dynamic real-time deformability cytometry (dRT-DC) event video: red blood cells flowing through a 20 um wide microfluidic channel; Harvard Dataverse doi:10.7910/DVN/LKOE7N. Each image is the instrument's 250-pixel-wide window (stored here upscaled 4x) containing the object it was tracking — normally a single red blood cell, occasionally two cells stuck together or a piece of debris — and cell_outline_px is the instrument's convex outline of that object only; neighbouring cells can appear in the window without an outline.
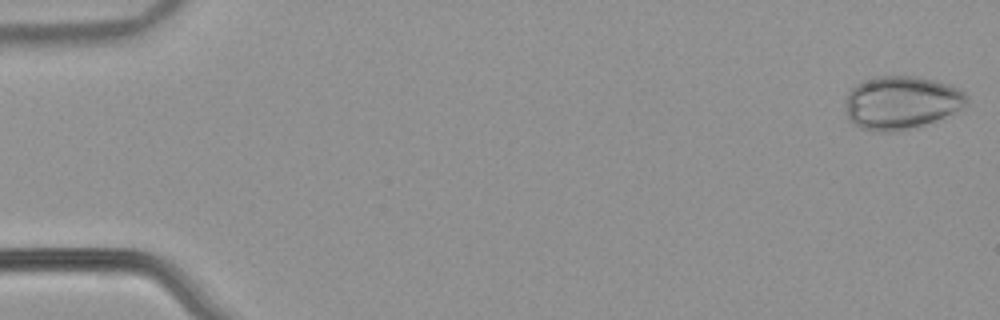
{"species": "common noctule bat (a hibernating species)", "species_latin": "Nyctalus noctula", "temperature_condition": "warm", "stored_images_in_passage": 15, "camera_frame_rate_fps": 3000, "um_per_image_px": 0.085, "animal": {"sex": "male", "body_mass_g": 21.5, "forearm_length_mm": 52.0}, "frame": {"image": 1, "passage_image": 1, "time_ms": 0.0, "image_size_px": [1000, 320], "cell_outline_px": [[968, 104], [964, 108], [936, 120], [892, 132], [880, 132], [860, 128], [852, 124], [844, 108], [848, 92], [856, 84], [864, 80], [880, 76], [912, 76], [936, 80], [948, 84], [964, 92], [968, 96]], "centroid_in_image_um": [76.6, 8.71], "position_along_channel_um": 8.4, "area_um2": 37.57}}